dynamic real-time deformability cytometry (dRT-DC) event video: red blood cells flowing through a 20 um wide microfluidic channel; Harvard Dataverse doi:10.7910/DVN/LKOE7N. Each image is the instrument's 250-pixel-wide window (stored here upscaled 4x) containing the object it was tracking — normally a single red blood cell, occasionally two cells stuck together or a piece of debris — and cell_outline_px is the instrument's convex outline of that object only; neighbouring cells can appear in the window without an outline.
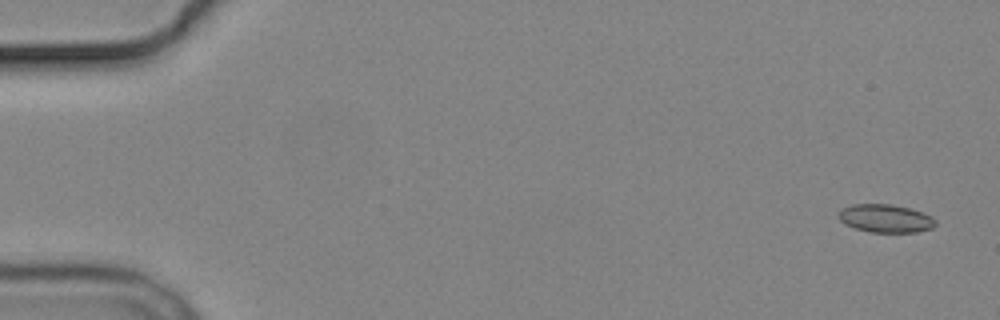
{"species": "common noctule bat (a hibernating species)", "species_latin": "Nyctalus noctula", "temperature_condition": "cold", "stored_images_in_passage": 4, "camera_frame_rate_fps": 3000, "um_per_image_px": 0.085, "animal": {"sex": "male", "body_mass_g": 19.2, "forearm_length_mm": 51.8}, "frame": {"image": 1, "passage_image": 1, "time_ms": 0.0, "image_size_px": [1000, 320], "cell_outline_px": [[936, 224], [932, 228], [916, 232], [868, 232], [844, 224], [836, 216], [836, 212], [840, 208], [852, 204], [892, 204], [908, 208], [932, 216], [936, 220]], "centroid_in_image_um": [75.21, 18.56], "position_along_channel_um": 9.8, "area_um2": 16.07}}